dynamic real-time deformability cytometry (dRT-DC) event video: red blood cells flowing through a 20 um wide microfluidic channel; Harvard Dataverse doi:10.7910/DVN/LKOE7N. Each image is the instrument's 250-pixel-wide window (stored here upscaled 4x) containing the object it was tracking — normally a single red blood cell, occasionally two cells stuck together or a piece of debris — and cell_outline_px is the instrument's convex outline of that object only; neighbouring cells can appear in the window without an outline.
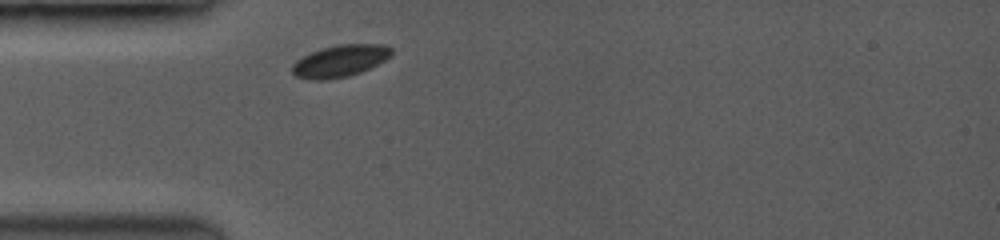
{"species": "common noctule bat (a hibernating species)", "species_latin": "Nyctalus noctula", "temperature_condition": "room temperature", "stored_images_in_passage": 1, "camera_frame_rate_fps": 3500, "um_per_image_px": 0.085, "animal": {"sex": "female", "body_mass_g": 19.0, "forearm_length_mm": 53.3}, "frame": {"image": 1, "passage_image": 1, "time_ms": 0.0, "image_size_px": [1000, 240], "cell_outline_px": [[392, 52], [384, 60], [360, 72], [344, 76], [320, 80], [316, 80], [296, 76], [292, 72], [292, 64], [296, 60], [320, 48], [336, 44], [384, 44], [392, 48]], "centroid_in_image_um": [28.88, 5.15], "position_along_channel_um": 56.1, "area_um2": 18.09}}